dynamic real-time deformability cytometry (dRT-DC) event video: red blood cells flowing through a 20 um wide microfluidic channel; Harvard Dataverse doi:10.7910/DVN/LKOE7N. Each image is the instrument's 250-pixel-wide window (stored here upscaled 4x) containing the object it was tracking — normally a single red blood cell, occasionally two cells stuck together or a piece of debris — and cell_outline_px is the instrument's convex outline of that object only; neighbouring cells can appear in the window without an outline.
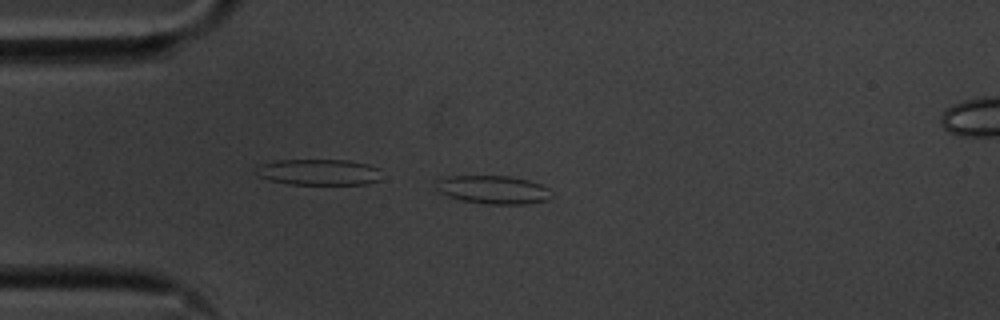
{"species": "common noctule bat (a hibernating species)", "species_latin": "Nyctalus noctula", "temperature_condition": "cold", "stored_images_in_passage": 43, "camera_frame_rate_fps": 3000, "um_per_image_px": 0.085, "animal": {"sex": "male", "body_mass_g": 20.1, "forearm_length_mm": 53.5}, "frame": {"image": 1, "passage_image": 1, "time_ms": 0.0, "image_size_px": [1000, 320], "cell_outline_px": [[552, 196], [548, 200], [528, 204], [488, 204], [460, 200], [448, 196], [440, 192], [436, 188], [436, 180], [448, 176], [508, 176], [528, 180], [540, 184], [548, 188], [552, 192]], "centroid_in_image_um": [41.94, 16.13], "position_along_channel_um": 43.1, "area_um2": 19.13}}
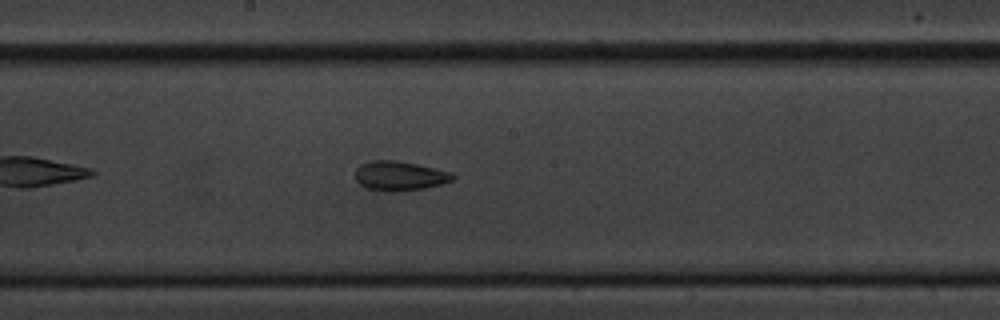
{"frame": {"image": 2, "passage_image": 17, "time_ms": 5.333, "image_size_px": [1000, 320], "cell_outline_px": [[456, 180], [424, 188], [396, 192], [384, 192], [368, 188], [360, 184], [356, 180], [356, 168], [360, 164], [372, 160], [396, 160], [416, 164], [452, 172], [456, 176]], "centroid_in_image_um": [33.98, 14.95], "position_along_channel_um": 214.2, "area_um2": 16.88}}
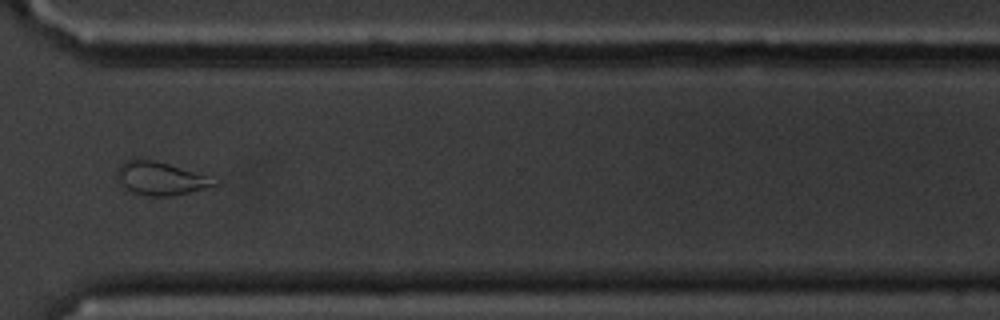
{"frame": {"image": 3, "passage_image": 29, "time_ms": 9.333, "image_size_px": [1000, 320], "cell_outline_px": [[220, 184], [188, 192], [168, 196], [152, 196], [124, 192], [116, 180], [116, 172], [120, 164], [136, 156], [168, 164], [208, 176], [220, 180]], "centroid_in_image_um": [13.54, 15.17], "position_along_channel_um": 357.1, "area_um2": 19.25}, "authors_computed_cell_mechanics": {"area_um2": 16.9932, "velocity_mm_per_s": 3.5709, "shape_relaxation_time_tau1_ms": 6.4399, "shape_relaxation_time_tau2_ms": 2.1347, "deformation_change_tau1": 0.1561, "deformation_change_tau2": 0.0652}}